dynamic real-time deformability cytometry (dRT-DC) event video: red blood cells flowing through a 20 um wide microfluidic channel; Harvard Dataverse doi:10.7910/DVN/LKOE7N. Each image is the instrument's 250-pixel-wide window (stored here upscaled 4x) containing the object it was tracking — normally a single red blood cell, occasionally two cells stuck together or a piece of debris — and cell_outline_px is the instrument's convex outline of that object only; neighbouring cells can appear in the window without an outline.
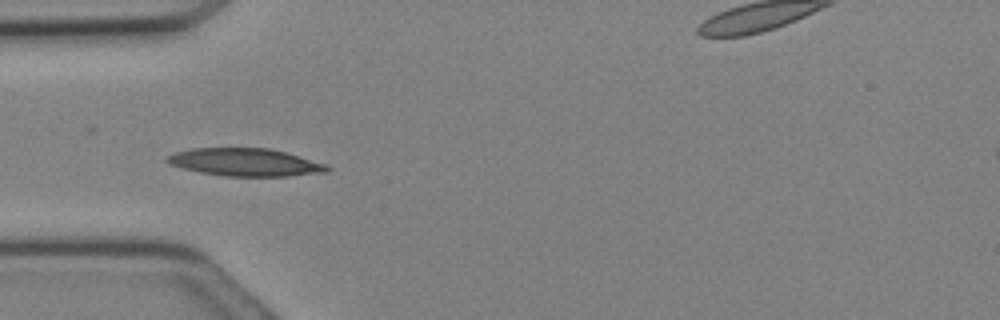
{"species": "Egyptian fruit bat (a non-hibernating species)", "species_latin": "Rousettus aegyptiacus", "temperature_condition": "cold", "stored_images_in_passage": 17, "camera_frame_rate_fps": 3000, "um_per_image_px": 0.085, "animal": {"sex": "female"}, "frame": {"image": 1, "passage_image": 8, "time_ms": 2.333, "image_size_px": [1000, 320], "cell_outline_px": [[332, 168], [328, 172], [288, 176], [224, 176], [200, 172], [184, 168], [172, 164], [164, 160], [168, 156], [176, 152], [192, 148], [272, 148], [288, 152], [328, 164]], "centroid_in_image_um": [20.94, 13.78], "position_along_channel_um": 64.1, "area_um2": 26.01}}
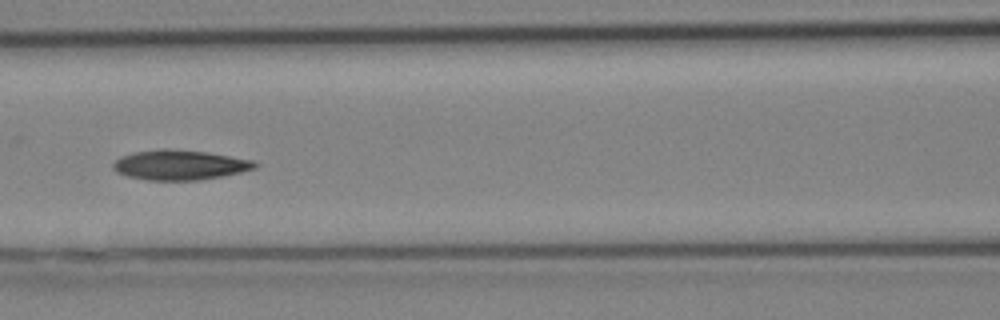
{"frame": {"image": 2, "passage_image": 12, "time_ms": 3.667, "image_size_px": [1000, 320], "cell_outline_px": [[260, 164], [256, 168], [240, 172], [220, 176], [196, 180], [148, 180], [128, 176], [116, 172], [112, 168], [112, 164], [120, 156], [132, 152], [160, 148], [164, 148], [204, 152], [252, 160]], "centroid_in_image_um": [15.23, 14.01], "position_along_channel_um": 151.4, "area_um2": 24.57}}
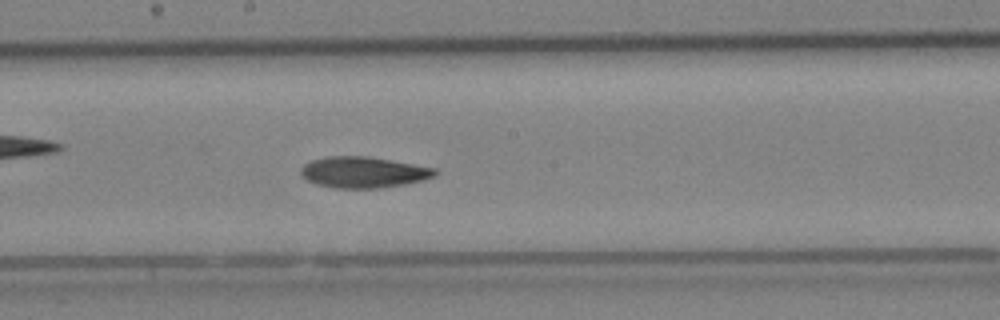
{"frame": {"image": 3, "passage_image": 15, "time_ms": 4.667, "image_size_px": [1000, 320], "cell_outline_px": [[440, 172], [436, 176], [424, 180], [404, 184], [380, 188], [336, 188], [316, 184], [300, 176], [300, 168], [304, 164], [312, 160], [328, 156], [368, 156], [392, 160], [436, 168]], "centroid_in_image_um": [30.91, 14.64], "position_along_channel_um": 217.3, "area_um2": 24.51}}